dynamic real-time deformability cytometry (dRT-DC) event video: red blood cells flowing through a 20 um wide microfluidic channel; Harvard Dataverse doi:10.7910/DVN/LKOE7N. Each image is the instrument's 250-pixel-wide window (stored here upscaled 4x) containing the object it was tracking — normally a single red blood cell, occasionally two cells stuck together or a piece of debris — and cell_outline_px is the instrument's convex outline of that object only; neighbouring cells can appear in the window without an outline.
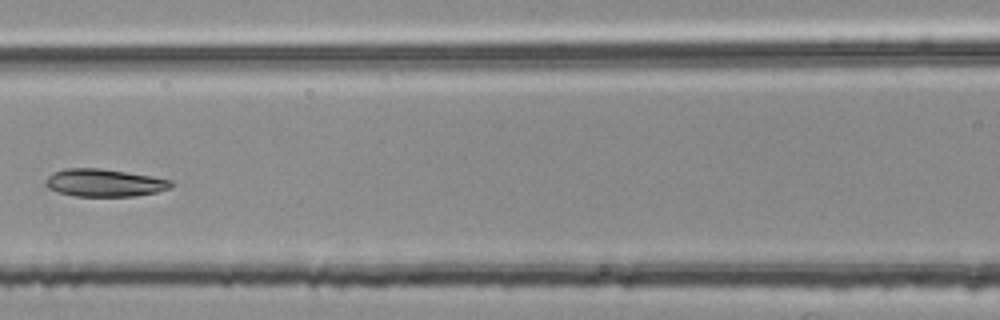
{"species": "common noctule bat (a hibernating species)", "species_latin": "Nyctalus noctula", "temperature_condition": "room temperature", "stored_images_in_passage": 6, "segment_of_instrument_passage": [2, 2], "camera_frame_rate_fps": 3000, "um_per_image_px": 0.085, "animal": {"sex": "female", "body_mass_g": 25.1}, "frame": {"image": 1, "passage_image": 6, "time_ms": 1.667, "image_size_px": [1000, 320], "cell_outline_px": [[172, 188], [156, 192], [136, 196], [76, 196], [56, 192], [48, 188], [44, 184], [44, 180], [52, 172], [64, 168], [100, 168], [152, 176], [172, 180]], "centroid_in_image_um": [8.84, 15.53], "position_along_channel_um": 157.8, "area_um2": 20.4}}